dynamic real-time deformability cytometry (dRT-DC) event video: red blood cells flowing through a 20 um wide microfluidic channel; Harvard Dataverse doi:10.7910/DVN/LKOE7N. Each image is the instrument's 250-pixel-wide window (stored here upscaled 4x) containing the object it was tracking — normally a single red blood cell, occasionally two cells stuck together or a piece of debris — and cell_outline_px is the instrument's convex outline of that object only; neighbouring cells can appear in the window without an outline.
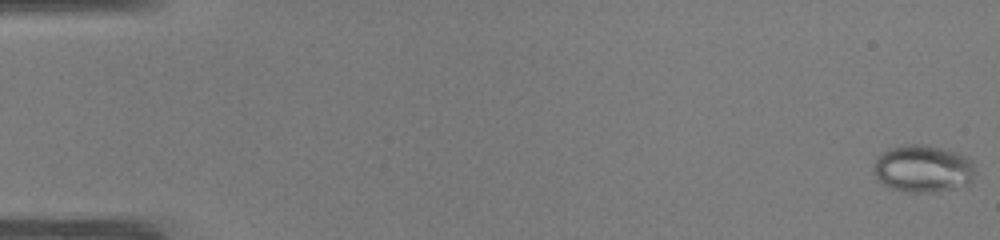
{"species": "common noctule bat (a hibernating species)", "species_latin": "Nyctalus noctula", "temperature_condition": "warm", "stored_images_in_passage": 50, "camera_frame_rate_fps": 3000, "um_per_image_px": 0.085, "animal": {"sex": "male", "body_mass_g": 19.0, "forearm_length_mm": 50.8}, "frame": {"image": 1, "passage_image": 1, "time_ms": 0.0, "image_size_px": [1000, 240], "cell_outline_px": [[976, 172], [972, 180], [968, 184], [952, 188], [932, 192], [912, 192], [892, 188], [884, 184], [872, 172], [872, 168], [876, 160], [888, 148], [904, 144], [924, 144], [944, 148], [956, 152], [972, 160]], "centroid_in_image_um": [78.47, 14.32], "position_along_channel_um": 6.5, "area_um2": 27.98}}
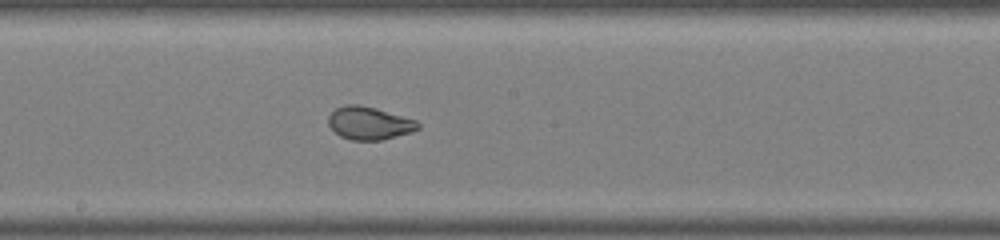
{"frame": {"image": 2, "passage_image": 28, "time_ms": 9.0, "image_size_px": [1000, 240], "cell_outline_px": [[420, 128], [412, 132], [380, 140], [352, 140], [340, 136], [328, 124], [328, 116], [336, 108], [348, 104], [356, 104], [376, 108], [416, 120], [420, 124]], "centroid_in_image_um": [31.39, 10.47], "position_along_channel_um": 216.8, "area_um2": 17.05}}
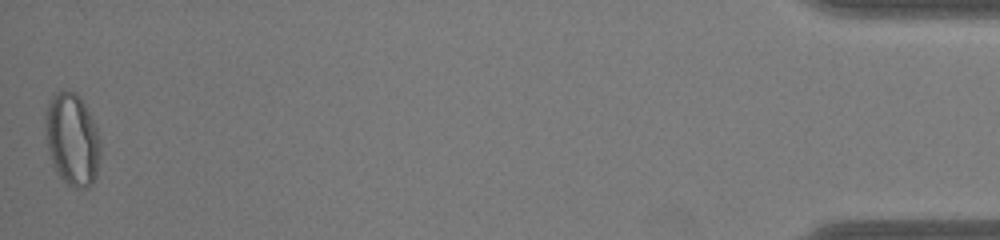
{"frame": {"image": 3, "passage_image": 50, "time_ms": 16.333, "image_size_px": [1000, 240], "cell_outline_px": [[100, 156], [96, 176], [92, 184], [88, 188], [76, 188], [68, 184], [60, 176], [52, 164], [48, 148], [44, 116], [44, 112], [52, 96], [60, 88], [76, 92], [80, 96], [96, 128], [100, 140]], "centroid_in_image_um": [6.13, 11.82], "position_along_channel_um": 429.1, "area_um2": 29.71}}